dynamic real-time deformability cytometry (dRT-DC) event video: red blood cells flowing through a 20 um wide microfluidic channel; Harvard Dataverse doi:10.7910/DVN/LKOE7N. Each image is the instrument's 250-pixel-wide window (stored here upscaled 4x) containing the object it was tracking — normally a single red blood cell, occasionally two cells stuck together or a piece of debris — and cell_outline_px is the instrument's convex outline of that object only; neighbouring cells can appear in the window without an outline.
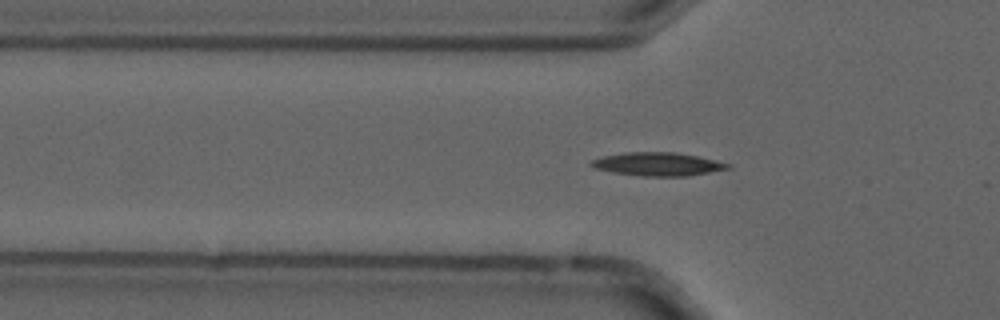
{"species": "common noctule bat (a hibernating species)", "species_latin": "Nyctalus noctula", "temperature_condition": "cold", "stored_images_in_passage": 55, "camera_frame_rate_fps": 3000, "um_per_image_px": 0.085, "animal": {"sex": "male", "forearm_length_mm": 52.5}, "frame": {"image": 1, "passage_image": 18, "time_ms": 5.667, "image_size_px": [1000, 320], "cell_outline_px": [[732, 168], [688, 176], [644, 176], [612, 172], [596, 168], [588, 164], [592, 160], [604, 156], [624, 152], [676, 152], [716, 160], [732, 164]], "centroid_in_image_um": [55.95, 13.95], "position_along_channel_um": 69.9, "area_um2": 18.55}}
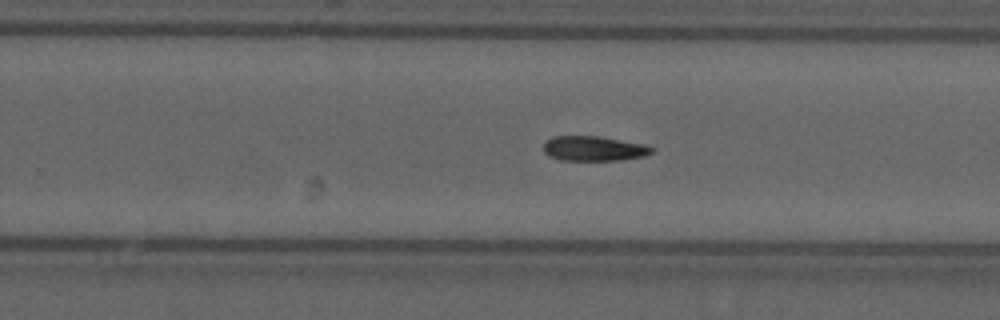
{"frame": {"image": 2, "passage_image": 35, "time_ms": 11.333, "image_size_px": [1000, 320], "cell_outline_px": [[656, 148], [652, 152], [644, 156], [624, 160], [560, 160], [548, 156], [544, 152], [544, 144], [552, 136], [600, 136], [648, 144]], "centroid_in_image_um": [50.53, 12.62], "position_along_channel_um": 279.3, "area_um2": 15.95}}
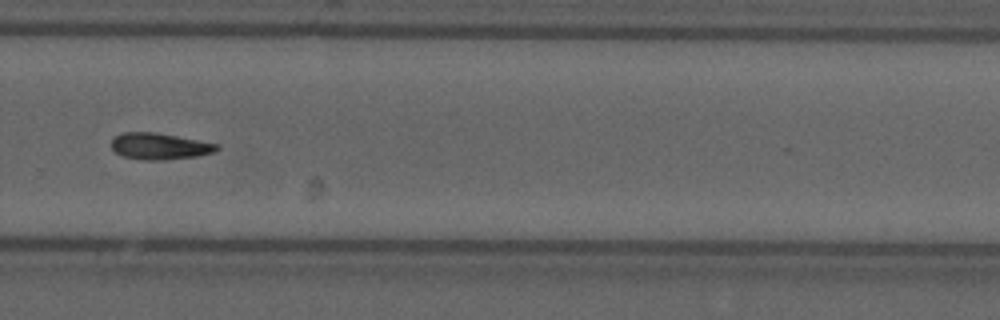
{"frame": {"image": 3, "passage_image": 38, "time_ms": 12.333, "image_size_px": [1000, 320], "cell_outline_px": [[220, 148], [216, 152], [196, 156], [160, 160], [144, 160], [120, 156], [112, 148], [112, 136], [120, 132], [156, 132], [220, 144]], "centroid_in_image_um": [13.55, 12.42], "position_along_channel_um": 316.2, "area_um2": 16.47}, "authors_computed_cell_mechanics": {"area_um2": 16.473, "velocity_mm_per_s": 3.7009, "shape_relaxation_time_tau1_ms": 4.255, "shape_relaxation_time_tau2_ms": null, "deformation_change_tau1": 0.134, "deformation_change_tau2": null}}